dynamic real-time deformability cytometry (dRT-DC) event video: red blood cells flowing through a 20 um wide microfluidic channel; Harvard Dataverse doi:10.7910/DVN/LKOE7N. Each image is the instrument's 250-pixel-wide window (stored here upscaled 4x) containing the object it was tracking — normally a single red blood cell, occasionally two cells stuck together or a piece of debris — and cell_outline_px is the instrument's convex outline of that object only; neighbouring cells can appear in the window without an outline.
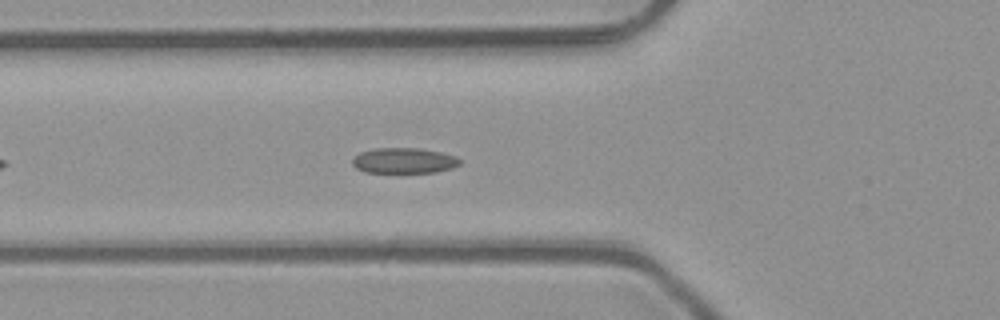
{"species": "common noctule bat (a hibernating species)", "species_latin": "Nyctalus noctula", "temperature_condition": "room temperature", "stored_images_in_passage": 11, "camera_frame_rate_fps": 3000, "um_per_image_px": 0.085, "animal": {"sex": "male", "body_mass_g": 23.1, "forearm_length_mm": 52.7}, "frame": {"image": 1, "passage_image": 8, "time_ms": 2.333, "image_size_px": [1000, 320], "cell_outline_px": [[460, 164], [452, 168], [436, 172], [364, 172], [356, 168], [352, 164], [352, 156], [360, 152], [376, 148], [420, 148], [440, 152], [456, 156], [460, 160]], "centroid_in_image_um": [34.31, 13.65], "position_along_channel_um": 91.5, "area_um2": 16.01}}